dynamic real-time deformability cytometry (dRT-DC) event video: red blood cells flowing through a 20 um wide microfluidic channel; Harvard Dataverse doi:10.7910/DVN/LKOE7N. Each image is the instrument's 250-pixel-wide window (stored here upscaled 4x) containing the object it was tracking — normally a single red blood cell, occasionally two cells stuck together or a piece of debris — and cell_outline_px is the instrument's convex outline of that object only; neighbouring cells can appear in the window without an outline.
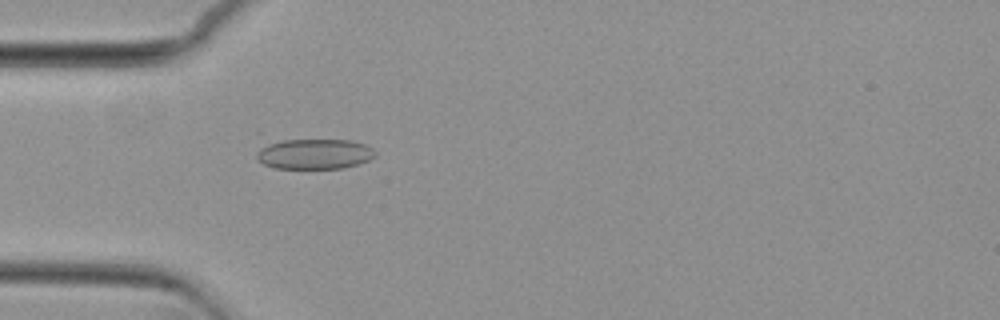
{"species": "common noctule bat (a hibernating species)", "species_latin": "Nyctalus noctula", "temperature_condition": "cold", "stored_images_in_passage": 47, "camera_frame_rate_fps": 3000, "um_per_image_px": 0.085, "animal": {"sex": "female", "body_mass_g": 29.2, "forearm_length_mm": 56.3}, "frame": {"image": 1, "passage_image": 8, "time_ms": 2.333, "image_size_px": [1000, 320], "cell_outline_px": [[364, 160], [352, 164], [336, 168], [280, 168], [268, 164], [264, 160], [268, 148], [276, 144], [292, 140], [340, 140], [356, 144]], "centroid_in_image_um": [26.62, 13.11], "position_along_channel_um": 58.4, "area_um2": 17.22}}
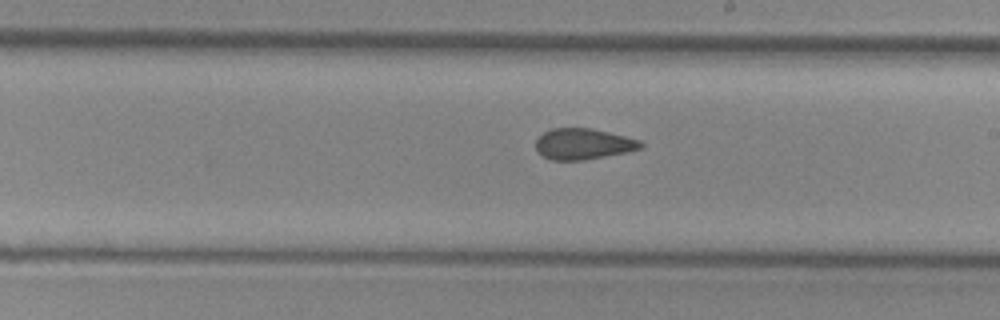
{"frame": {"image": 2, "passage_image": 23, "time_ms": 7.333, "image_size_px": [1000, 320], "cell_outline_px": [[640, 144], [636, 148], [596, 156], [572, 160], [556, 160], [544, 156], [536, 148], [536, 144], [540, 136], [548, 132], [560, 128], [584, 128], [620, 136], [636, 140]], "centroid_in_image_um": [49.42, 12.22], "position_along_channel_um": 239.6, "area_um2": 16.88}}
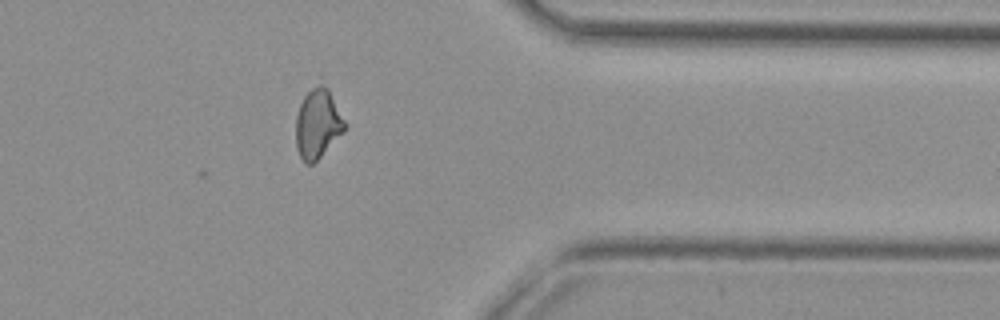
{"frame": {"image": 3, "passage_image": 36, "time_ms": 11.667, "image_size_px": [1000, 320], "cell_outline_px": [[344, 128], [316, 160], [312, 164], [308, 164], [300, 156], [296, 140], [296, 120], [300, 108], [308, 92], [316, 88], [324, 88], [328, 92], [344, 124]], "centroid_in_image_um": [26.94, 10.6], "position_along_channel_um": 384.5, "area_um2": 17.63}, "authors_computed_cell_mechanics": {"area_um2": 16.8776, "velocity_mm_per_s": 3.6903, "shape_relaxation_time_tau1_ms": null, "shape_relaxation_time_tau2_ms": 1.3035, "deformation_change_tau1": null, "deformation_change_tau2": 0.0793}}